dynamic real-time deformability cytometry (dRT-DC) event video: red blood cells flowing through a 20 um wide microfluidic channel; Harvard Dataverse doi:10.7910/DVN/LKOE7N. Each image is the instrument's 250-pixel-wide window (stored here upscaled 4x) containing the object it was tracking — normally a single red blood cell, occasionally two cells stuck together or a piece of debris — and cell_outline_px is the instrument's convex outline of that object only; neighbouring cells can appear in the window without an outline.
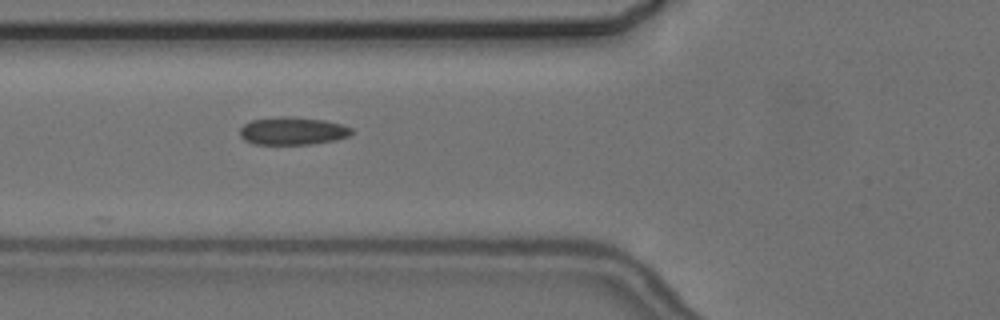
{"species": "common noctule bat (a hibernating species)", "species_latin": "Nyctalus noctula", "temperature_condition": "cold", "stored_images_in_passage": 4, "camera_frame_rate_fps": 3000, "um_per_image_px": 0.085, "animal": {"sex": "female", "body_mass_g": 24.6, "forearm_length_mm": 56.2}, "frame": {"image": 1, "passage_image": 3, "time_ms": 2.333, "image_size_px": [1000, 320], "cell_outline_px": [[352, 132], [348, 136], [336, 140], [312, 144], [252, 144], [244, 140], [240, 136], [240, 128], [244, 124], [252, 120], [280, 116], [292, 116], [324, 120], [340, 124], [352, 128]], "centroid_in_image_um": [24.85, 11.13], "position_along_channel_um": 101.0, "area_um2": 18.15}}
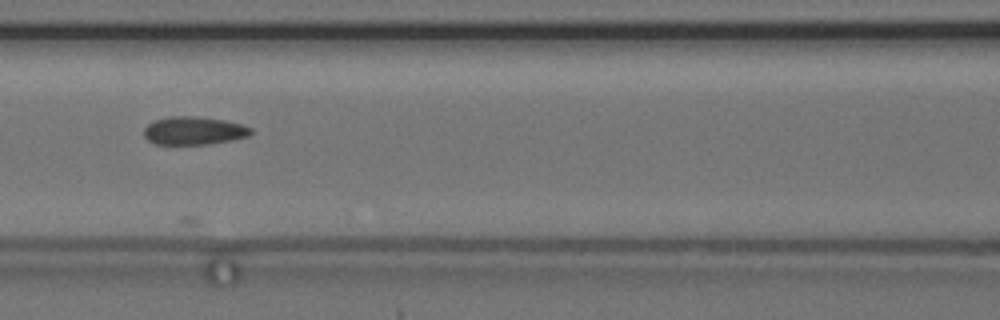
{"frame": {"image": 2, "passage_image": 4, "time_ms": 3.667, "image_size_px": [1000, 320], "cell_outline_px": [[252, 132], [248, 136], [232, 140], [208, 144], [156, 144], [148, 140], [144, 136], [144, 128], [148, 124], [156, 120], [172, 116], [196, 116], [224, 120], [240, 124], [252, 128]], "centroid_in_image_um": [16.48, 11.11], "position_along_channel_um": 150.1, "area_um2": 17.4}}